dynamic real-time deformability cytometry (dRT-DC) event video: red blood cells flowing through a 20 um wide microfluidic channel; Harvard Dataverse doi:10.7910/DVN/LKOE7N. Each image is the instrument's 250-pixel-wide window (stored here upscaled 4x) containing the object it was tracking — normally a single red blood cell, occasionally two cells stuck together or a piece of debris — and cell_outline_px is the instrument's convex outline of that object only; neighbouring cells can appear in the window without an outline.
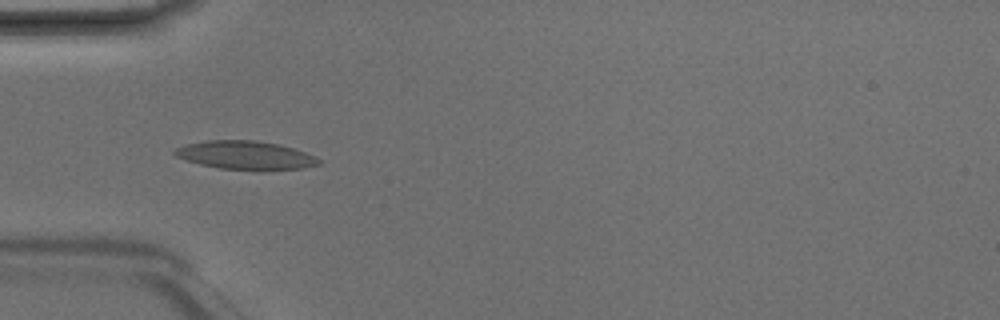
{"species": "Egyptian fruit bat (a non-hibernating species)", "species_latin": "Rousettus aegyptiacus", "temperature_condition": "room temperature", "stored_images_in_passage": 5, "camera_frame_rate_fps": 3000, "um_per_image_px": 0.085, "animal": {"sex": "male"}, "frame": {"image": 1, "passage_image": 4, "time_ms": 1.0, "image_size_px": [1000, 320], "cell_outline_px": [[320, 164], [300, 168], [220, 168], [200, 164], [176, 156], [172, 152], [176, 148], [184, 144], [208, 140], [252, 140], [276, 144], [292, 148], [304, 152], [320, 160]], "centroid_in_image_um": [20.77, 13.16], "position_along_channel_um": 64.2, "area_um2": 22.83}}